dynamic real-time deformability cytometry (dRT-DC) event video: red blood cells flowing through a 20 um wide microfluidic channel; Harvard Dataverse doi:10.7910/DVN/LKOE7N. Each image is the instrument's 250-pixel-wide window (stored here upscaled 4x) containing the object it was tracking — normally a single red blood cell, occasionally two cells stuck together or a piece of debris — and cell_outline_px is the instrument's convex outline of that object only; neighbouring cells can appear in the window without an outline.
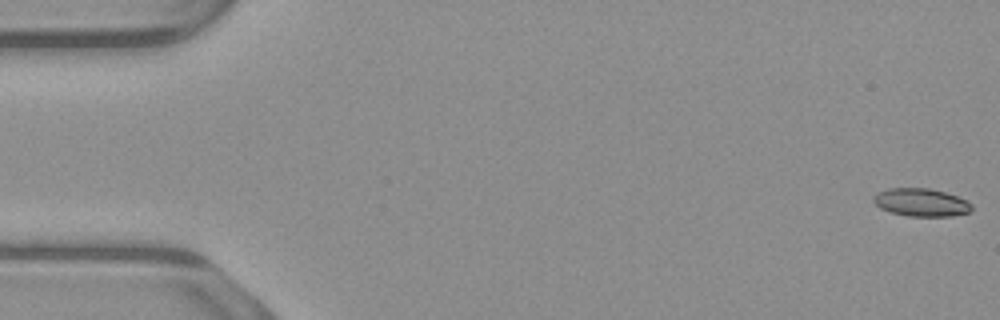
{"species": "common noctule bat (a hibernating species)", "species_latin": "Nyctalus noctula", "temperature_condition": "warm", "stored_images_in_passage": 54, "camera_frame_rate_fps": 3000, "um_per_image_px": 0.085, "animal": {"sex": "male", "body_mass_g": 23.1, "forearm_length_mm": 52.7}, "frame": {"image": 1, "passage_image": 1, "time_ms": 0.0, "image_size_px": [1000, 320], "cell_outline_px": [[972, 208], [968, 212], [952, 216], [908, 216], [892, 212], [880, 208], [872, 200], [872, 196], [876, 192], [888, 188], [928, 188], [944, 192], [968, 200], [972, 204]], "centroid_in_image_um": [78.27, 17.19], "position_along_channel_um": 6.7, "area_um2": 16.01}}
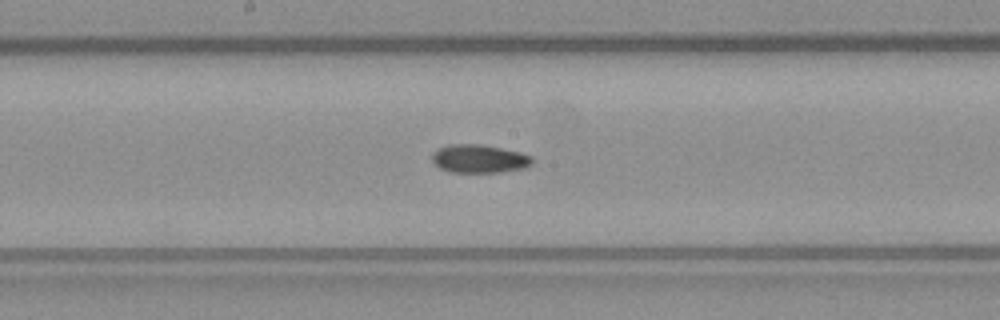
{"frame": {"image": 2, "passage_image": 28, "time_ms": 9.0, "image_size_px": [1000, 320], "cell_outline_px": [[532, 164], [524, 168], [500, 172], [448, 172], [440, 168], [432, 160], [432, 152], [436, 148], [448, 144], [480, 144], [520, 152], [532, 156]], "centroid_in_image_um": [40.7, 13.49], "position_along_channel_um": 207.5, "area_um2": 16.59}}
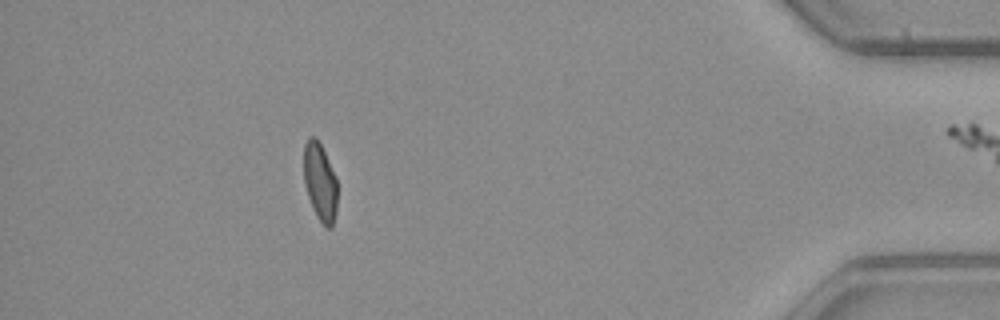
{"frame": {"image": 3, "passage_image": 48, "time_ms": 15.667, "image_size_px": [1000, 320], "cell_outline_px": [[336, 212], [332, 228], [324, 228], [316, 216], [312, 208], [304, 184], [304, 144], [308, 136], [316, 136], [336, 176]], "centroid_in_image_um": [27.19, 15.49], "position_along_channel_um": 408.0, "area_um2": 15.37}, "authors_computed_cell_mechanics": {"area_um2": 16.2707, "velocity_mm_per_s": 3.8942, "shape_relaxation_time_tau1_ms": 6.8941, "shape_relaxation_time_tau2_ms": 2.8018, "deformation_change_tau1": 0.1852, "deformation_change_tau2": 0.0792}}